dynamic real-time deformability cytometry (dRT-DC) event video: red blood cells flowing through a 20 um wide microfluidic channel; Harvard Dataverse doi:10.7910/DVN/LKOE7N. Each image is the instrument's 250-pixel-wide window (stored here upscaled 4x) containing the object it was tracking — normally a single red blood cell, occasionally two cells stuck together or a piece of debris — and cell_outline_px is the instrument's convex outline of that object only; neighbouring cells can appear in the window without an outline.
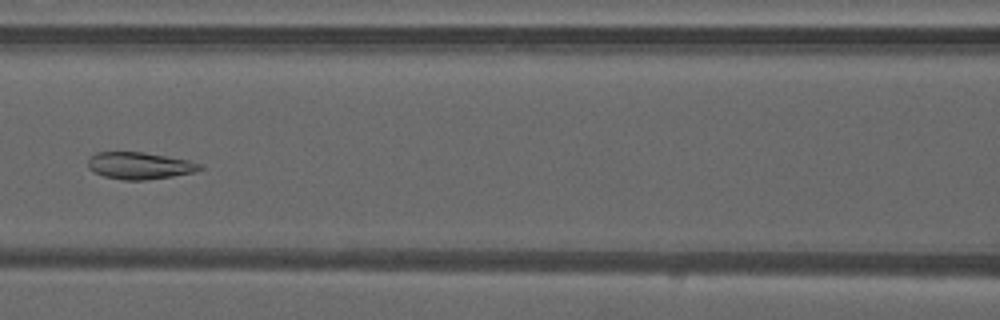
{"species": "common noctule bat (a hibernating species)", "species_latin": "Nyctalus noctula", "temperature_condition": "warm", "stored_images_in_passage": 34, "camera_frame_rate_fps": 3000, "um_per_image_px": 0.085, "animal": {"sex": "male", "forearm_length_mm": 52.5}, "frame": {"image": 1, "passage_image": 8, "time_ms": 2.333, "image_size_px": [1000, 320], "cell_outline_px": [[204, 168], [192, 172], [172, 176], [144, 180], [124, 180], [104, 176], [92, 172], [88, 168], [88, 160], [96, 152], [144, 152], [188, 160], [204, 164]], "centroid_in_image_um": [11.86, 14.08], "position_along_channel_um": 154.7, "area_um2": 17.57}}
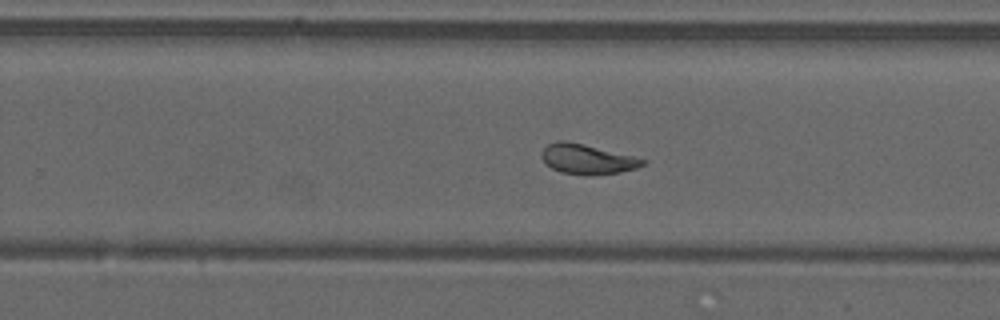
{"frame": {"image": 2, "passage_image": 17, "time_ms": 5.333, "image_size_px": [1000, 320], "cell_outline_px": [[648, 160], [644, 164], [636, 168], [620, 172], [592, 176], [560, 172], [552, 168], [540, 156], [540, 152], [548, 144], [556, 140], [564, 140], [584, 144]], "centroid_in_image_um": [49.89, 13.53], "position_along_channel_um": 279.9, "area_um2": 17.57}}
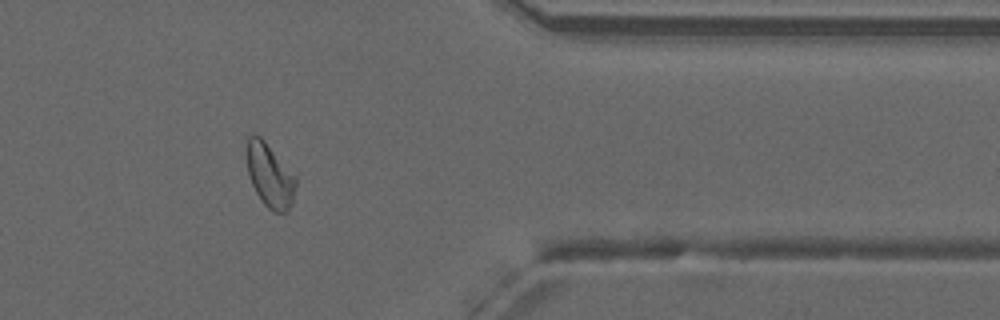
{"frame": {"image": 3, "passage_image": 26, "time_ms": 8.333, "image_size_px": [1000, 320], "cell_outline_px": [[296, 184], [292, 204], [288, 212], [272, 212], [260, 200], [252, 184], [248, 172], [244, 152], [244, 148], [248, 136], [252, 132], [260, 136], [264, 140], [296, 176]], "centroid_in_image_um": [22.9, 14.88], "position_along_channel_um": 388.5, "area_um2": 18.67}, "authors_computed_cell_mechanics": {"area_um2": 18.2359, "velocity_mm_per_s": 4.1898, "shape_relaxation_time_tau1_ms": null, "shape_relaxation_time_tau2_ms": 0.843, "deformation_change_tau1": null, "deformation_change_tau2": 0.0535}}